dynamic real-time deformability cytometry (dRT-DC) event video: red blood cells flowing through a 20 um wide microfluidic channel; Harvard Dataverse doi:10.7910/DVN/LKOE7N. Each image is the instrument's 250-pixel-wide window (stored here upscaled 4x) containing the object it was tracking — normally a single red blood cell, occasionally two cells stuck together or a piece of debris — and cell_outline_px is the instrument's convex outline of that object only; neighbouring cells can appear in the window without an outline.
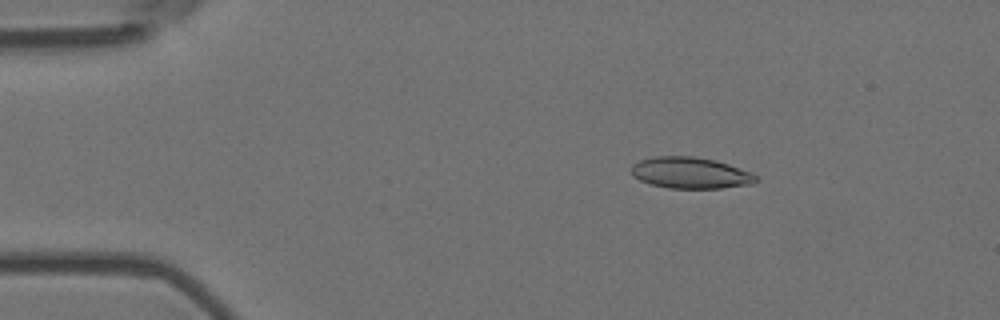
{"species": "Egyptian fruit bat (a non-hibernating species)", "species_latin": "Rousettus aegyptiacus", "temperature_condition": "room temperature", "stored_images_in_passage": 3, "camera_frame_rate_fps": 3000, "um_per_image_px": 0.085, "animal": {"sex": "female"}, "frame": {"image": 1, "passage_image": 1, "time_ms": 0.0, "image_size_px": [1000, 320], "cell_outline_px": [[760, 180], [752, 184], [720, 188], [668, 188], [648, 184], [632, 176], [632, 164], [640, 160], [656, 156], [692, 156], [716, 160], [752, 172]], "centroid_in_image_um": [58.69, 14.7], "position_along_channel_um": 26.3, "area_um2": 22.89}}